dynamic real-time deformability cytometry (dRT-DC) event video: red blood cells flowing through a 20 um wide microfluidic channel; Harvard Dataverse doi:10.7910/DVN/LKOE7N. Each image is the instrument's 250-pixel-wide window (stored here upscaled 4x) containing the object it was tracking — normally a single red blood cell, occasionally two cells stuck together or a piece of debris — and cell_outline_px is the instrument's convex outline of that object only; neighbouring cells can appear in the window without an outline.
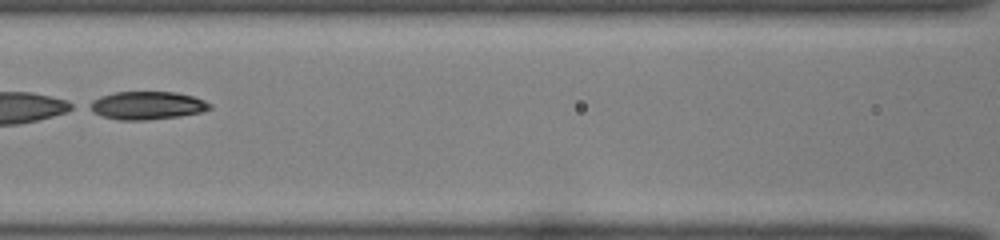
{"species": "common noctule bat (a hibernating species)", "species_latin": "Nyctalus noctula", "temperature_condition": "room temperature", "stored_images_in_passage": 23, "camera_frame_rate_fps": 3000, "um_per_image_px": 0.085, "animal": {"sex": "female", "body_mass_g": 22.0, "forearm_length_mm": 56.7}, "frame": {"image": 1, "passage_image": 9, "time_ms": 2.667, "image_size_px": [1000, 240], "cell_outline_px": [[212, 108], [200, 112], [180, 116], [144, 120], [120, 120], [104, 116], [92, 112], [84, 108], [84, 104], [100, 96], [116, 92], [176, 92], [192, 96], [204, 100], [212, 104]], "centroid_in_image_um": [12.43, 8.96], "position_along_channel_um": 154.2, "area_um2": 19.83}}